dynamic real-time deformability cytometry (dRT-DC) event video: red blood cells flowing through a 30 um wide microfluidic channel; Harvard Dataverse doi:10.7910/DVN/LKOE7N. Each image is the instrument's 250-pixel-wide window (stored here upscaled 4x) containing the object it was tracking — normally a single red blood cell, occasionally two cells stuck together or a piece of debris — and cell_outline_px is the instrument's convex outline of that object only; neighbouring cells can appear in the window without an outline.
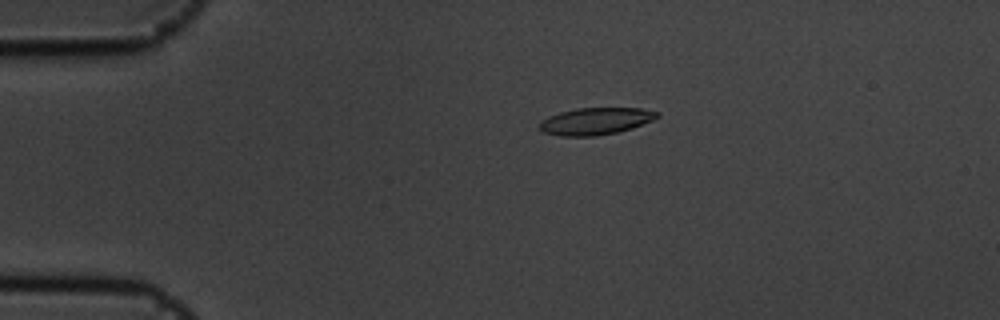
{"species": "common noctule bat (a hibernating species)", "species_latin": "Nyctalus noctula", "temperature_condition": "cold", "stored_images_in_passage": 45, "camera_frame_rate_fps": 3000, "um_per_image_px": 0.085, "animal": {"sex": "male", "body_mass_g": 19.5, "forearm_length_mm": 54.6}, "frame": {"image": 1, "passage_image": 1, "time_ms": 0.0, "image_size_px": [1000, 320], "cell_outline_px": [[660, 116], [652, 120], [632, 128], [616, 132], [596, 136], [560, 136], [540, 132], [540, 120], [548, 116], [560, 112], [576, 108], [640, 108], [660, 112]], "centroid_in_image_um": [50.6, 10.3], "position_along_channel_um": 34.4, "area_um2": 18.61}}
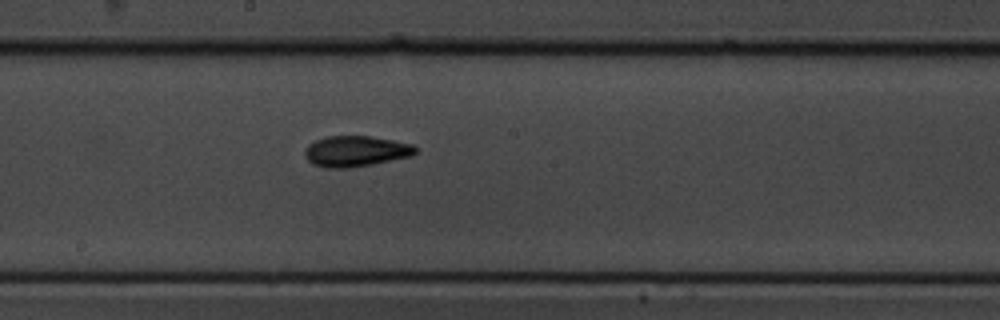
{"frame": {"image": 2, "passage_image": 20, "time_ms": 6.333, "image_size_px": [1000, 320], "cell_outline_px": [[416, 152], [412, 156], [372, 164], [348, 168], [324, 168], [312, 164], [304, 156], [304, 148], [308, 144], [316, 140], [328, 136], [368, 136], [392, 140], [412, 144], [416, 148]], "centroid_in_image_um": [30.19, 12.86], "position_along_channel_um": 218.0, "area_um2": 19.88}}
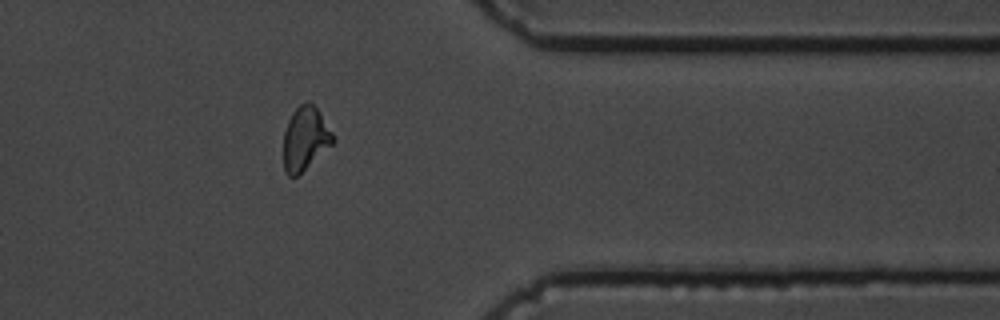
{"frame": {"image": 3, "passage_image": 35, "time_ms": 11.333, "image_size_px": [1000, 320], "cell_outline_px": [[336, 140], [332, 144], [296, 176], [288, 176], [284, 172], [284, 132], [288, 120], [292, 112], [300, 104], [308, 100], [320, 112], [332, 132]], "centroid_in_image_um": [25.93, 11.75], "position_along_channel_um": 385.5, "area_um2": 18.09}, "authors_computed_cell_mechanics": {"area_um2": 18.6694, "velocity_mm_per_s": 3.5858, "shape_relaxation_time_tau1_ms": 4.4569, "shape_relaxation_time_tau2_ms": 3.9259, "deformation_change_tau1": 0.1538, "deformation_change_tau2": 0.1141}}